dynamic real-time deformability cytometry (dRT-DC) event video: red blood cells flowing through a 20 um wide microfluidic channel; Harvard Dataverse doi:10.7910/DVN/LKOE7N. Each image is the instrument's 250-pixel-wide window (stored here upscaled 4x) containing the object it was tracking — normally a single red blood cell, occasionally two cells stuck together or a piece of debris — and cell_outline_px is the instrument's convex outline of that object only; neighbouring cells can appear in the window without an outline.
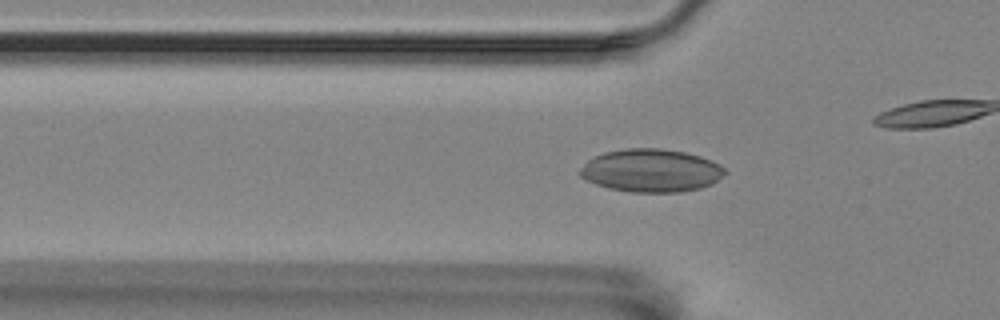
{"species": "Egyptian fruit bat (a non-hibernating species)", "species_latin": "Rousettus aegyptiacus", "temperature_condition": "room temperature", "stored_images_in_passage": 42, "camera_frame_rate_fps": 3000, "um_per_image_px": 0.085, "animal": {"sex": "female"}, "frame": {"image": 1, "passage_image": 14, "time_ms": 4.333, "image_size_px": [1000, 320], "cell_outline_px": [[728, 172], [712, 184], [700, 188], [680, 192], [632, 192], [608, 188], [596, 184], [580, 176], [576, 172], [592, 156], [604, 152], [624, 148], [660, 148], [684, 152], [700, 156], [720, 164]], "centroid_in_image_um": [55.33, 14.49], "position_along_channel_um": 70.5, "area_um2": 36.53}}
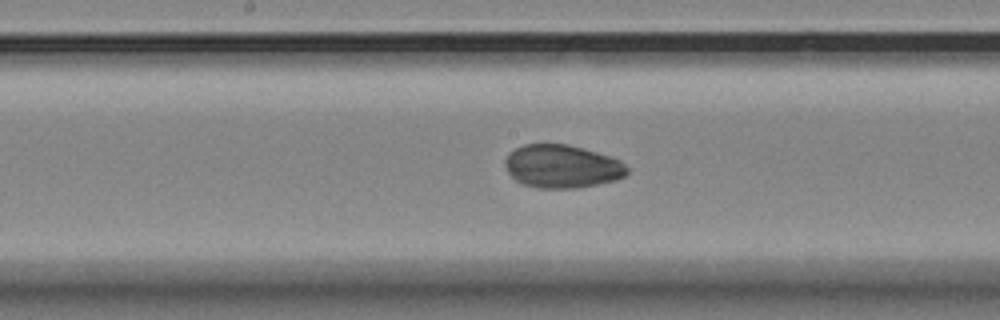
{"frame": {"image": 2, "passage_image": 25, "time_ms": 8.0, "image_size_px": [1000, 320], "cell_outline_px": [[628, 172], [624, 176], [616, 180], [580, 188], [536, 188], [520, 184], [508, 172], [504, 164], [504, 160], [508, 152], [524, 144], [568, 144], [596, 152], [620, 160], [628, 168]], "centroid_in_image_um": [47.74, 14.15], "position_along_channel_um": 200.5, "area_um2": 30.87}}
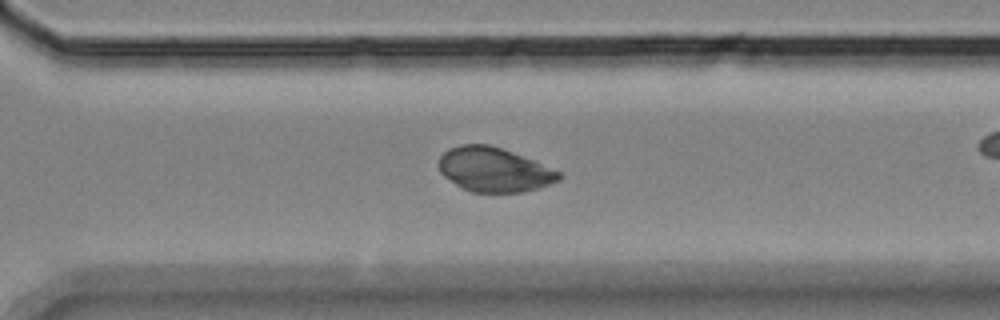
{"frame": {"image": 3, "passage_image": 36, "time_ms": 11.667, "image_size_px": [1000, 320], "cell_outline_px": [[564, 176], [560, 180], [540, 188], [524, 192], [472, 192], [460, 188], [444, 176], [440, 172], [440, 156], [448, 148], [460, 144], [488, 144], [512, 152], [532, 160], [560, 172]], "centroid_in_image_um": [41.99, 14.43], "position_along_channel_um": 328.6, "area_um2": 30.98}}